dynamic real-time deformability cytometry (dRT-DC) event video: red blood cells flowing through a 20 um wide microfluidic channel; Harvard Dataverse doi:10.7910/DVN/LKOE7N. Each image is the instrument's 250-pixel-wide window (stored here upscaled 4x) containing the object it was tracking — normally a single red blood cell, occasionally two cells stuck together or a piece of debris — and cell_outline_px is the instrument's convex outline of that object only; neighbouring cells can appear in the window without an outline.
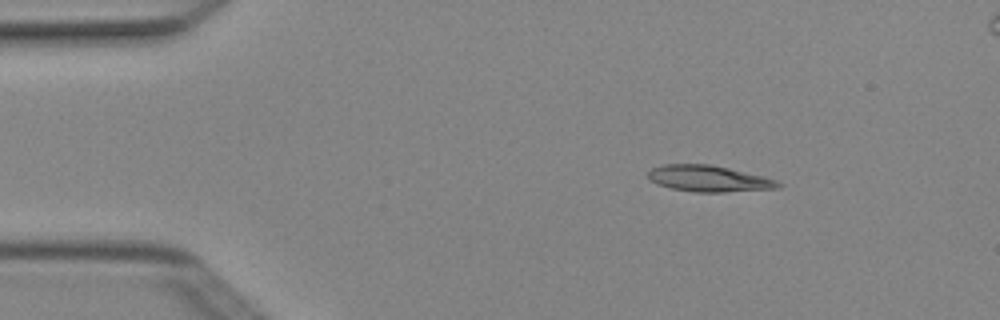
{"species": "Egyptian fruit bat (a non-hibernating species)", "species_latin": "Rousettus aegyptiacus", "temperature_condition": "cold", "stored_images_in_passage": 4, "camera_frame_rate_fps": 3000, "um_per_image_px": 0.085, "animal": {"sex": "female"}, "frame": {"image": 1, "passage_image": 1, "time_ms": 0.0, "image_size_px": [1000, 320], "cell_outline_px": [[784, 184], [780, 188], [724, 192], [696, 192], [672, 188], [656, 184], [648, 176], [648, 172], [652, 168], [664, 164], [708, 164], [728, 168], [764, 176], [776, 180]], "centroid_in_image_um": [60.28, 15.18], "position_along_channel_um": 24.7, "area_um2": 19.83}}